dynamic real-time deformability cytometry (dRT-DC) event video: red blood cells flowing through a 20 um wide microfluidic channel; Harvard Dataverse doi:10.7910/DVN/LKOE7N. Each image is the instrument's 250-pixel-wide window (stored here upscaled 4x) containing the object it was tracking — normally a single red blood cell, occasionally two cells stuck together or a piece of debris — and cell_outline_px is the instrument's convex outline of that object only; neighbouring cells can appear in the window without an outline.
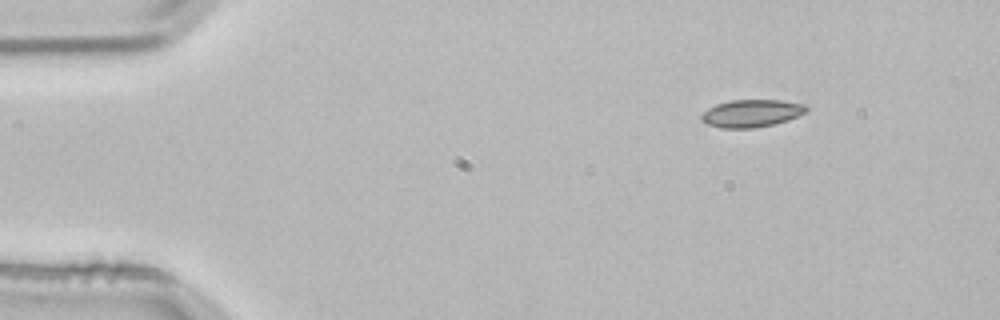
{"species": "common noctule bat (a hibernating species)", "species_latin": "Nyctalus noctula", "temperature_condition": "room temperature", "stored_images_in_passage": 5, "camera_frame_rate_fps": 3000, "um_per_image_px": 0.085, "animal": {"sex": "male", "body_mass_g": 21.5, "forearm_length_mm": 52.0}, "frame": {"image": 1, "passage_image": 5, "time_ms": 1.333, "image_size_px": [1000, 320], "cell_outline_px": [[808, 108], [804, 112], [788, 120], [772, 124], [752, 128], [720, 128], [708, 124], [700, 120], [700, 116], [708, 108], [716, 104], [732, 100], [780, 100], [808, 104]], "centroid_in_image_um": [63.86, 9.62], "position_along_channel_um": 21.1, "area_um2": 16.76}}